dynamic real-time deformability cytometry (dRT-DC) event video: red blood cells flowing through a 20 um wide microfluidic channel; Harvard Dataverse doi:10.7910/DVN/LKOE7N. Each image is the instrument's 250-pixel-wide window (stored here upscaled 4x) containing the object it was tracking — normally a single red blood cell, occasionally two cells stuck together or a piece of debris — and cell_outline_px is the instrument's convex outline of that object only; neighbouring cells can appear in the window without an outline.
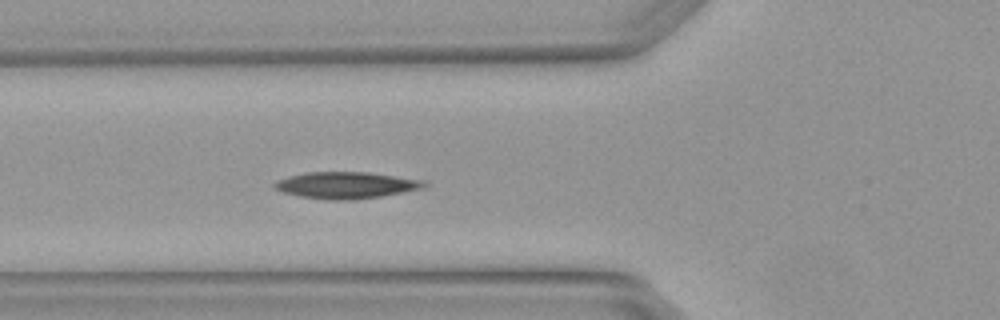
{"species": "Egyptian fruit bat (a non-hibernating species)", "species_latin": "Rousettus aegyptiacus", "temperature_condition": "warm", "stored_images_in_passage": 3, "camera_frame_rate_fps": 3000, "um_per_image_px": 0.085, "animal": {"sex": "female"}, "frame": {"image": 1, "passage_image": 3, "time_ms": 0.667, "image_size_px": [1000, 320], "cell_outline_px": [[428, 188], [380, 196], [352, 200], [328, 200], [300, 196], [284, 192], [272, 188], [272, 184], [276, 180], [288, 176], [304, 172], [368, 172], [428, 180]], "centroid_in_image_um": [29.47, 15.73], "position_along_channel_um": 96.3, "area_um2": 23.64}}